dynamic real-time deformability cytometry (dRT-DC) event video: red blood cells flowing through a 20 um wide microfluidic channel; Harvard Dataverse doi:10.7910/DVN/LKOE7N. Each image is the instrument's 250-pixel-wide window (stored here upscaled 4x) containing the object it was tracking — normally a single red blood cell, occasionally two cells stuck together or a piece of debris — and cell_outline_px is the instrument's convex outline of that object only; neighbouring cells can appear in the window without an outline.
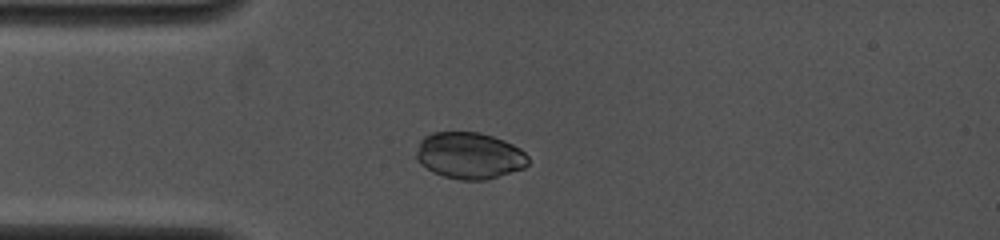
{"species": "common noctule bat (a hibernating species)", "species_latin": "Nyctalus noctula", "temperature_condition": "cold", "stored_images_in_passage": 16, "camera_frame_rate_fps": 4000, "um_per_image_px": 0.085, "animal": {"sex": "female", "body_mass_g": 19.0, "forearm_length_mm": 53.3}, "frame": {"image": 1, "passage_image": 1, "time_ms": 0.0, "image_size_px": [1000, 240], "cell_outline_px": [[528, 164], [524, 168], [484, 180], [460, 180], [444, 176], [432, 172], [420, 164], [416, 160], [416, 152], [420, 140], [424, 136], [432, 132], [480, 132], [504, 140], [520, 148], [528, 156]], "centroid_in_image_um": [39.88, 13.22], "position_along_channel_um": 45.1, "area_um2": 30.46}}
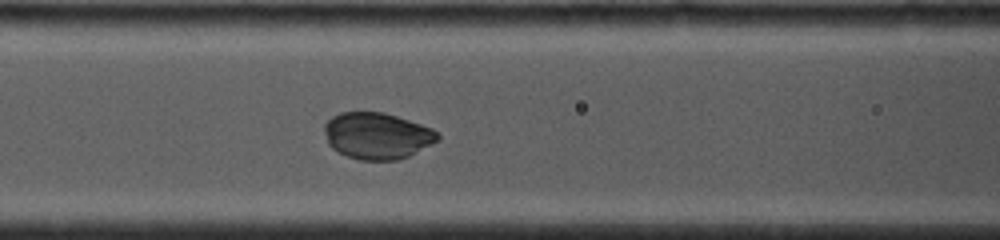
{"frame": {"image": 2, "passage_image": 6, "time_ms": 2.5, "image_size_px": [1000, 240], "cell_outline_px": [[440, 140], [408, 156], [396, 160], [360, 160], [348, 156], [332, 148], [328, 144], [324, 132], [324, 124], [332, 116], [340, 112], [384, 112], [432, 128], [440, 136]], "centroid_in_image_um": [32.04, 11.54], "position_along_channel_um": 134.6, "area_um2": 30.63}}
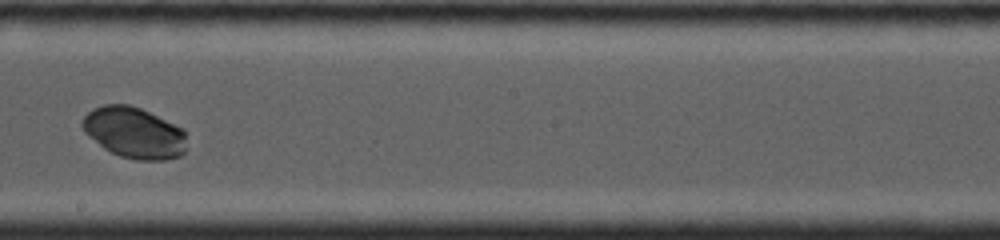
{"frame": {"image": 3, "passage_image": 11, "time_ms": 5.0, "image_size_px": [1000, 240], "cell_outline_px": [[184, 152], [180, 156], [168, 160], [136, 160], [120, 156], [104, 148], [88, 136], [84, 132], [80, 124], [84, 116], [92, 108], [104, 104], [128, 104], [140, 108], [184, 128]], "centroid_in_image_um": [11.37, 11.27], "position_along_channel_um": 236.8, "area_um2": 31.1}}